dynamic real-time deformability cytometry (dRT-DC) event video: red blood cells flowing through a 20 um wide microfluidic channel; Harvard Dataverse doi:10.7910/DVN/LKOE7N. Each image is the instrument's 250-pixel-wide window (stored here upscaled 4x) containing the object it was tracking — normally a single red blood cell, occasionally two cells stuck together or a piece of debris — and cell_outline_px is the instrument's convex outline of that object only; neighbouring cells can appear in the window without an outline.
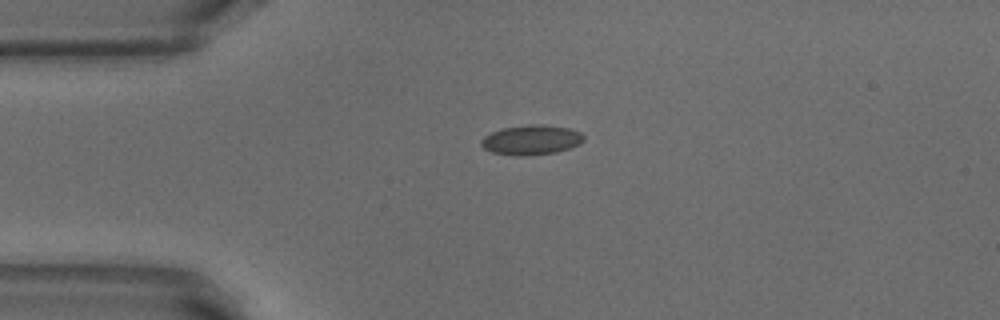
{"species": "common noctule bat (a hibernating species)", "species_latin": "Nyctalus noctula", "temperature_condition": "warm", "stored_images_in_passage": 41, "camera_frame_rate_fps": 3000, "um_per_image_px": 0.085, "animal": {"sex": "male", "body_mass_g": 18.8}, "frame": {"image": 1, "passage_image": 1, "time_ms": 0.0, "image_size_px": [1000, 320], "cell_outline_px": [[584, 140], [580, 144], [556, 152], [520, 156], [516, 156], [492, 152], [484, 148], [480, 144], [480, 140], [484, 136], [492, 132], [504, 128], [528, 124], [540, 124], [568, 128], [580, 132], [584, 136]], "centroid_in_image_um": [45.15, 11.89], "position_along_channel_um": 39.9, "area_um2": 17.69}}
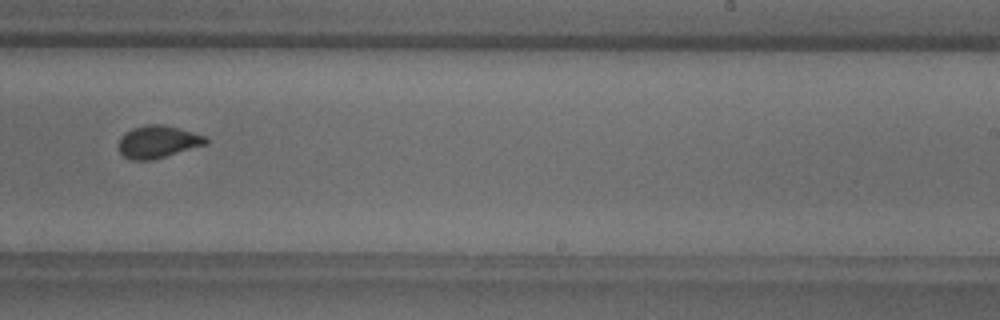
{"frame": {"image": 2, "passage_image": 21, "time_ms": 6.667, "image_size_px": [1000, 320], "cell_outline_px": [[208, 144], [152, 160], [132, 160], [124, 156], [120, 152], [116, 144], [120, 136], [124, 132], [132, 128], [144, 124], [164, 124], [192, 132], [204, 136], [208, 140]], "centroid_in_image_um": [13.36, 12.04], "position_along_channel_um": 275.6, "area_um2": 16.7}}
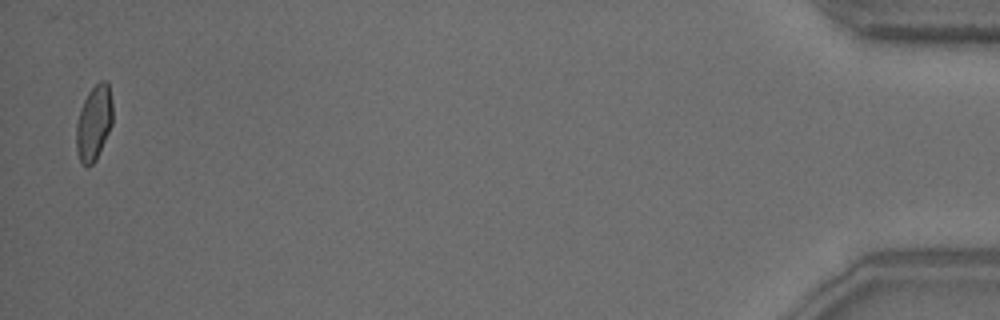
{"frame": {"image": 3, "passage_image": 40, "time_ms": 13.0, "image_size_px": [1000, 320], "cell_outline_px": [[112, 124], [96, 160], [88, 168], [80, 160], [76, 152], [76, 124], [84, 100], [88, 92], [100, 80], [104, 80], [108, 84], [112, 100]], "centroid_in_image_um": [7.98, 10.45], "position_along_channel_um": 427.2, "area_um2": 15.84}, "authors_computed_cell_mechanics": {"area_um2": 16.4152, "velocity_mm_per_s": 3.8671, "shape_relaxation_time_tau1_ms": 3.7592, "shape_relaxation_time_tau2_ms": null, "deformation_change_tau1": 0.1012, "deformation_change_tau2": null}}